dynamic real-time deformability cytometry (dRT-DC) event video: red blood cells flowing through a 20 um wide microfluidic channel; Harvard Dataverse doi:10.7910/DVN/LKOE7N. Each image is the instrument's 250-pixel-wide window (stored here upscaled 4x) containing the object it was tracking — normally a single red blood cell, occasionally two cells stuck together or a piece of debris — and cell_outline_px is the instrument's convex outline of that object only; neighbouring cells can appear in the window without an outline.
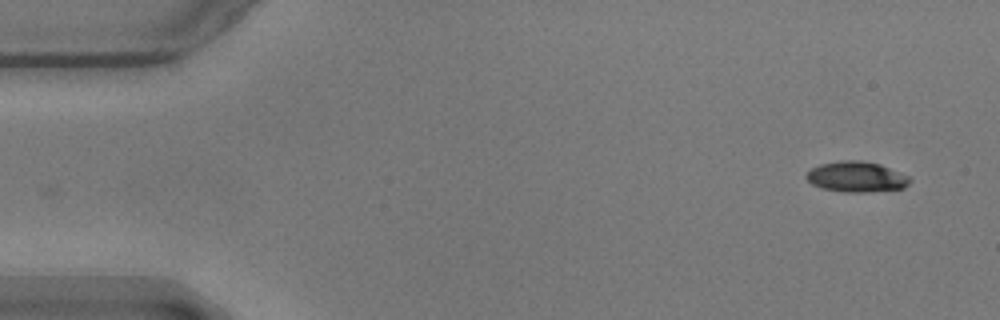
{"species": "common noctule bat (a hibernating species)", "species_latin": "Nyctalus noctula", "temperature_condition": "warm", "stored_images_in_passage": 54, "camera_frame_rate_fps": 3000, "um_per_image_px": 0.085, "animal": {"sex": "male", "body_mass_g": 17.9}, "frame": {"image": 1, "passage_image": 1, "time_ms": 0.0, "image_size_px": [1000, 320], "cell_outline_px": [[912, 180], [904, 188], [864, 192], [844, 192], [824, 188], [812, 184], [804, 176], [812, 168], [820, 164], [844, 160], [860, 160], [880, 164], [908, 176]], "centroid_in_image_um": [72.8, 15.02], "position_along_channel_um": 12.2, "area_um2": 18.21}}
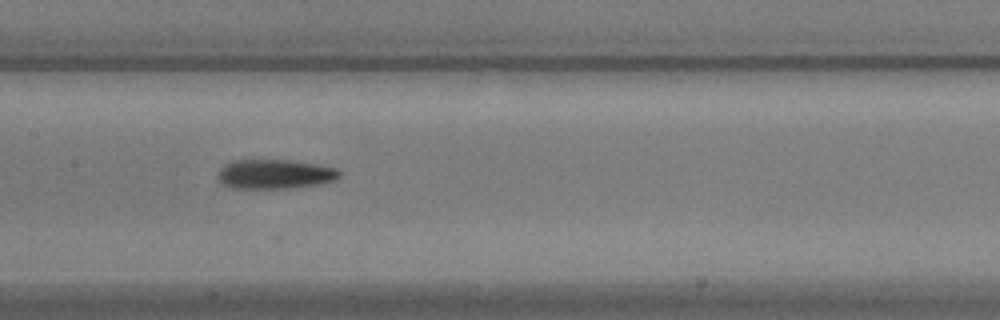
{"frame": {"image": 2, "passage_image": 25, "time_ms": 8.0, "image_size_px": [1000, 320], "cell_outline_px": [[340, 176], [336, 180], [320, 184], [288, 188], [232, 188], [224, 184], [216, 176], [220, 168], [224, 164], [232, 160], [288, 160], [316, 164], [336, 168], [340, 172]], "centroid_in_image_um": [23.35, 14.8], "position_along_channel_um": 184.1, "area_um2": 20.87}}
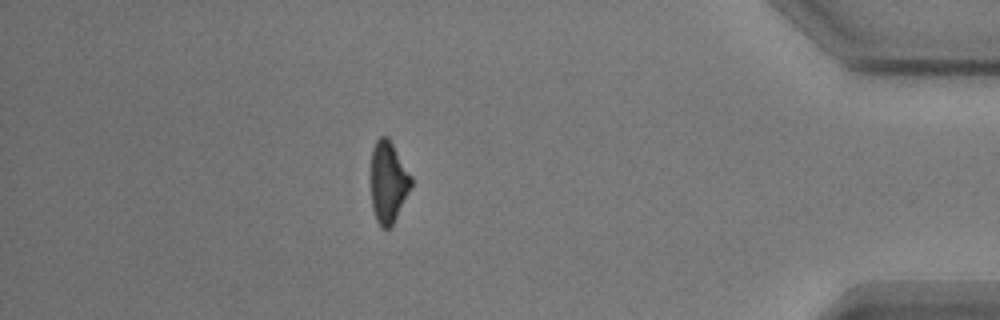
{"frame": {"image": 3, "passage_image": 47, "time_ms": 15.333, "image_size_px": [1000, 320], "cell_outline_px": [[412, 184], [392, 224], [388, 228], [380, 228], [376, 220], [372, 208], [372, 148], [376, 140], [380, 136], [388, 136], [412, 176]], "centroid_in_image_um": [33.0, 15.44], "position_along_channel_um": 402.2, "area_um2": 18.79}, "authors_computed_cell_mechanics": {"area_um2": 19.7965, "velocity_mm_per_s": 3.5601, "shape_relaxation_time_tau1_ms": 6.5654, "shape_relaxation_time_tau2_ms": 9.9171, "deformation_change_tau1": 0.1956, "deformation_change_tau2": 0.233}}